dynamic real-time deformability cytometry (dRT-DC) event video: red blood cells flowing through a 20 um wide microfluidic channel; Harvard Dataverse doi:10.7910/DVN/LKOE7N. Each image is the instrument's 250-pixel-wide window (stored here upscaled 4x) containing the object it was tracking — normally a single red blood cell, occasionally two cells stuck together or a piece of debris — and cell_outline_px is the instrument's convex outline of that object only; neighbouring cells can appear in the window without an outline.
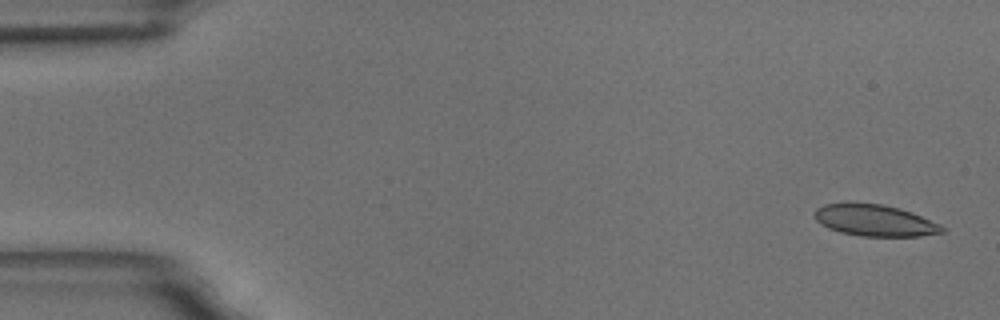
{"species": "common noctule bat (a hibernating species)", "species_latin": "Nyctalus noctula", "temperature_condition": "room temperature", "stored_images_in_passage": 4, "camera_frame_rate_fps": 3000, "um_per_image_px": 0.085, "animal": {"sex": "male", "body_mass_g": 18.8}, "frame": {"image": 1, "passage_image": 1, "time_ms": 0.0, "image_size_px": [1000, 320], "cell_outline_px": [[944, 232], [920, 236], [860, 236], [840, 232], [828, 228], [820, 224], [812, 216], [812, 212], [816, 208], [824, 204], [844, 200], [852, 200], [884, 204], [900, 208], [912, 212], [940, 224], [944, 228]], "centroid_in_image_um": [74.25, 18.68], "position_along_channel_um": 10.7, "area_um2": 24.33}}